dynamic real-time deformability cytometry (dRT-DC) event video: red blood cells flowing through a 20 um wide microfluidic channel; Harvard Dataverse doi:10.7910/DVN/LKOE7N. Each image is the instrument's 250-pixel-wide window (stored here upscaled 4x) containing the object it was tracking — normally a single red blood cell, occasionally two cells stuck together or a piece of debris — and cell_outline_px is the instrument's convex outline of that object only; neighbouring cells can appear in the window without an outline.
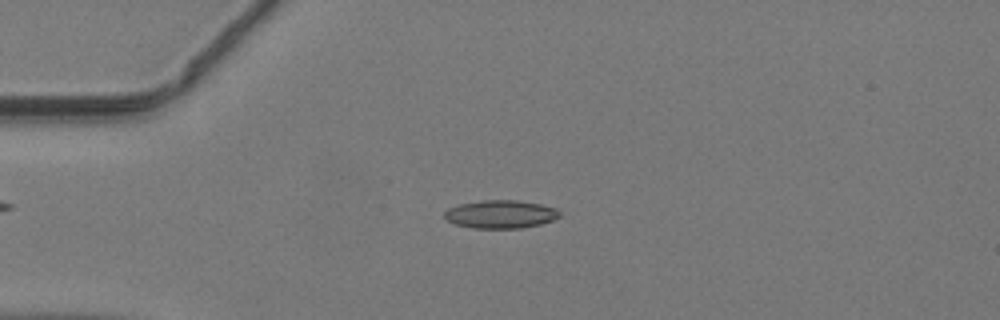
{"species": "common noctule bat (a hibernating species)", "species_latin": "Nyctalus noctula", "temperature_condition": "warm", "stored_images_in_passage": 45, "camera_frame_rate_fps": 3000, "um_per_image_px": 0.085, "animal": {"sex": "male", "body_mass_g": 19.2, "forearm_length_mm": 51.8}, "frame": {"image": 1, "passage_image": 11, "time_ms": 3.333, "image_size_px": [1000, 320], "cell_outline_px": [[560, 216], [552, 220], [540, 224], [520, 228], [472, 228], [456, 224], [448, 220], [444, 216], [444, 212], [448, 208], [460, 204], [484, 200], [516, 200], [540, 204], [556, 208], [560, 212]], "centroid_in_image_um": [42.55, 18.21], "position_along_channel_um": 42.4, "area_um2": 18.73}}
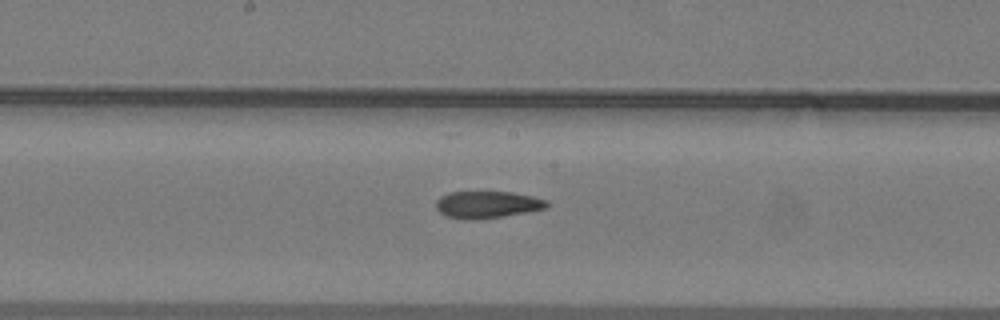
{"frame": {"image": 2, "passage_image": 24, "time_ms": 7.667, "image_size_px": [1000, 320], "cell_outline_px": [[548, 208], [528, 212], [472, 220], [464, 220], [444, 216], [436, 208], [436, 200], [440, 196], [448, 192], [512, 192], [532, 196], [548, 200]], "centroid_in_image_um": [41.4, 17.39], "position_along_channel_um": 206.8, "area_um2": 17.57}}
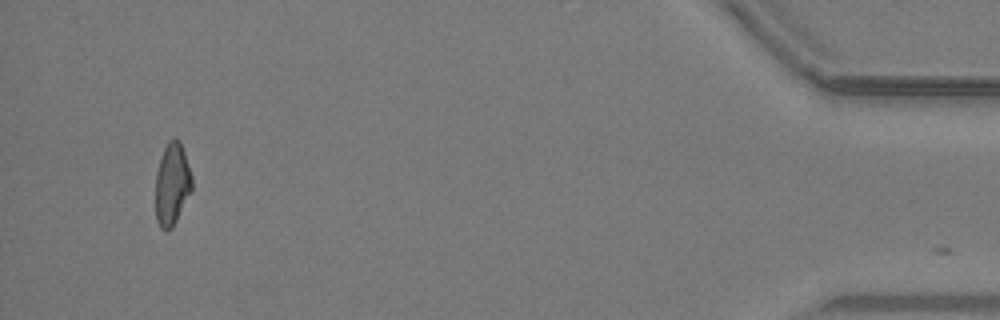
{"frame": {"image": 3, "passage_image": 44, "time_ms": 14.333, "image_size_px": [1000, 320], "cell_outline_px": [[192, 192], [172, 228], [160, 228], [156, 220], [156, 172], [164, 148], [168, 140], [176, 136], [180, 140], [192, 176]], "centroid_in_image_um": [14.64, 15.62], "position_along_channel_um": 420.6, "area_um2": 17.51}}